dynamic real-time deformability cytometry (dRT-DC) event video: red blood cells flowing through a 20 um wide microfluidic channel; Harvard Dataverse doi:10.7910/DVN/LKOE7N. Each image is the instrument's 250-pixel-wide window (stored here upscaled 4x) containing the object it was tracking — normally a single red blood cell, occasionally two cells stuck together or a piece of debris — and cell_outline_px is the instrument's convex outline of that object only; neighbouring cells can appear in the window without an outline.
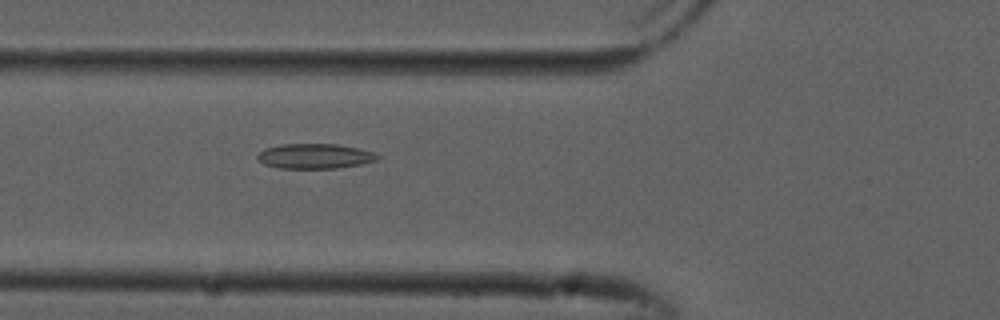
{"species": "common noctule bat (a hibernating species)", "species_latin": "Nyctalus noctula", "temperature_condition": "cold", "stored_images_in_passage": 21, "camera_frame_rate_fps": 3000, "um_per_image_px": 0.085, "animal": {"sex": "male", "forearm_length_mm": 52.5}, "frame": {"image": 1, "passage_image": 15, "time_ms": 4.667, "image_size_px": [1000, 320], "cell_outline_px": [[380, 156], [376, 160], [360, 164], [336, 168], [276, 168], [264, 164], [256, 156], [264, 148], [280, 144], [336, 144], [360, 148], [376, 152]], "centroid_in_image_um": [26.76, 13.26], "position_along_channel_um": 99.0, "area_um2": 17.51}}
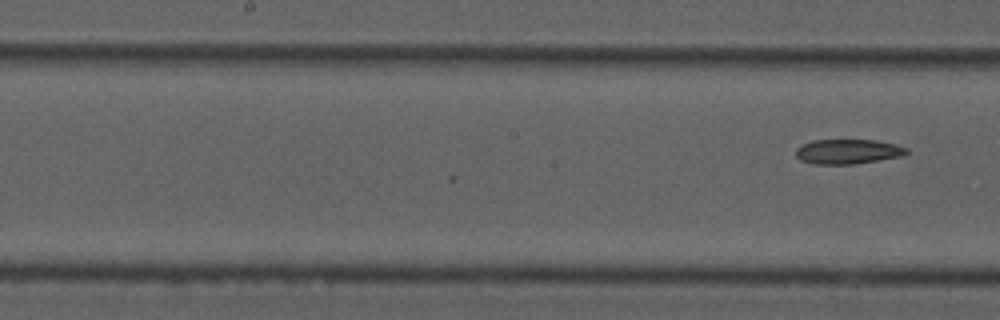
{"frame": {"image": 2, "passage_image": 21, "time_ms": 6.667, "image_size_px": [1000, 320], "cell_outline_px": [[908, 152], [904, 156], [852, 164], [812, 164], [800, 160], [796, 156], [796, 148], [812, 140], [876, 140], [896, 144], [908, 148]], "centroid_in_image_um": [72.08, 12.88], "position_along_channel_um": 176.1, "area_um2": 16.01}}